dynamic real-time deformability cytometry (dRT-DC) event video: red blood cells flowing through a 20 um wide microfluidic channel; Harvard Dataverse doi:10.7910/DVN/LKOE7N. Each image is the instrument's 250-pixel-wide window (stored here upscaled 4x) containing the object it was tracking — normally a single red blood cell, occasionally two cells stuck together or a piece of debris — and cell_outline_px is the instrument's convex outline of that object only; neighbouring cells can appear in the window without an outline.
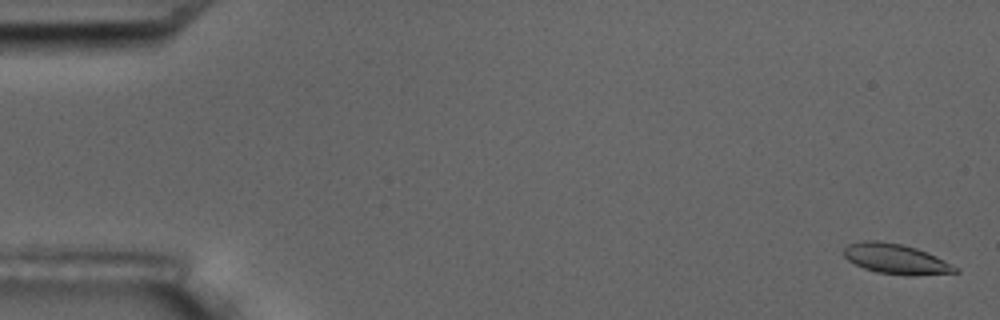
{"species": "common noctule bat (a hibernating species)", "species_latin": "Nyctalus noctula", "temperature_condition": "room temperature", "stored_images_in_passage": 4, "camera_frame_rate_fps": 3000, "um_per_image_px": 0.085, "animal": {"sex": "male", "body_mass_g": 17.5, "forearm_length_mm": 52.3}, "frame": {"image": 1, "passage_image": 1, "time_ms": 0.0, "image_size_px": [1000, 320], "cell_outline_px": [[960, 272], [916, 276], [912, 276], [876, 272], [864, 268], [848, 260], [844, 256], [844, 248], [848, 244], [860, 240], [880, 240], [900, 244], [916, 248], [936, 256], [960, 268]], "centroid_in_image_um": [76.17, 22.01], "position_along_channel_um": 8.8, "area_um2": 19.71}}